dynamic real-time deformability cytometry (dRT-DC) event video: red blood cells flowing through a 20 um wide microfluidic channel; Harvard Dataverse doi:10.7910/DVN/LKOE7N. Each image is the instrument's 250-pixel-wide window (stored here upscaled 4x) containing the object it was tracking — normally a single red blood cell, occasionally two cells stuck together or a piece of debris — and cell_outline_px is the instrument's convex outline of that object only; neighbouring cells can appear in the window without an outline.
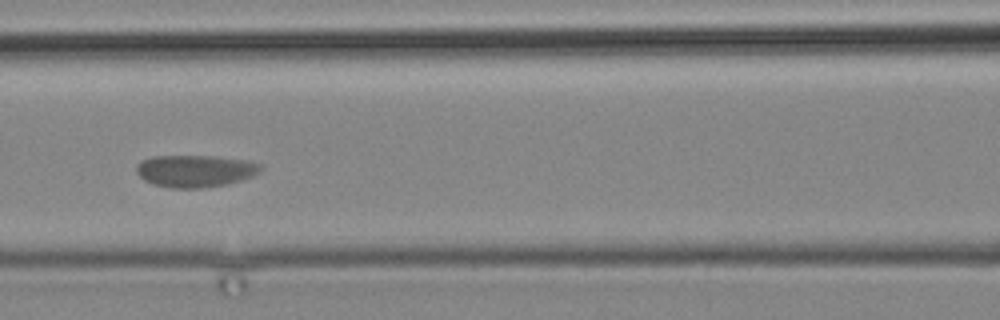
{"species": "common noctule bat (a hibernating species)", "species_latin": "Nyctalus noctula", "temperature_condition": "cold", "stored_images_in_passage": 7, "camera_frame_rate_fps": 3000, "um_per_image_px": 0.085, "animal": {"sex": "male", "body_mass_g": 19.2, "forearm_length_mm": 51.8}, "frame": {"image": 1, "passage_image": 3, "time_ms": 2.333, "image_size_px": [1000, 320], "cell_outline_px": [[260, 172], [252, 176], [228, 184], [200, 188], [172, 188], [152, 184], [144, 180], [136, 172], [136, 164], [140, 160], [152, 156], [212, 156], [244, 160], [260, 164]], "centroid_in_image_um": [16.53, 14.53], "position_along_channel_um": 150.1, "area_um2": 23.24}}
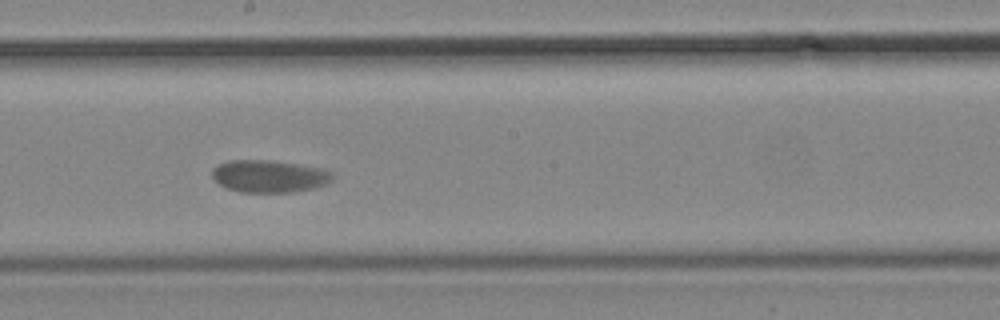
{"frame": {"image": 2, "passage_image": 5, "time_ms": 4.667, "image_size_px": [1000, 320], "cell_outline_px": [[336, 176], [328, 184], [316, 188], [292, 192], [240, 192], [228, 188], [220, 184], [212, 176], [212, 168], [216, 164], [228, 160], [272, 160], [320, 168], [332, 172]], "centroid_in_image_um": [22.9, 14.97], "position_along_channel_um": 225.3, "area_um2": 22.89}}
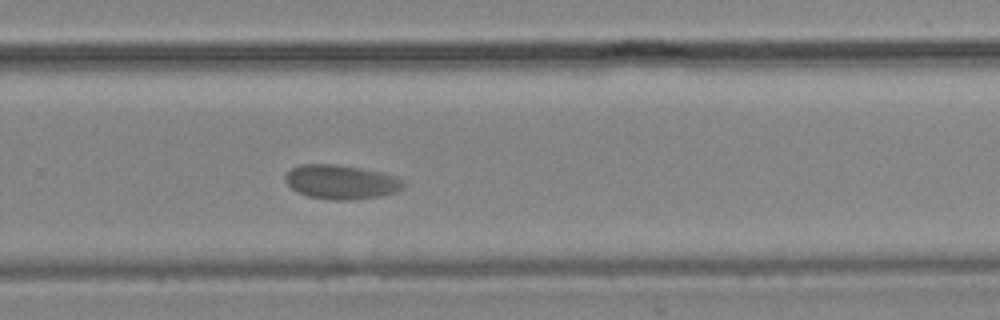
{"frame": {"image": 3, "passage_image": 7, "time_ms": 7.0, "image_size_px": [1000, 320], "cell_outline_px": [[404, 184], [396, 192], [380, 196], [352, 200], [332, 200], [308, 196], [292, 188], [284, 180], [284, 176], [292, 168], [300, 164], [336, 164], [360, 168], [380, 172], [396, 176], [404, 180]], "centroid_in_image_um": [28.99, 15.46], "position_along_channel_um": 300.8, "area_um2": 23.47}}